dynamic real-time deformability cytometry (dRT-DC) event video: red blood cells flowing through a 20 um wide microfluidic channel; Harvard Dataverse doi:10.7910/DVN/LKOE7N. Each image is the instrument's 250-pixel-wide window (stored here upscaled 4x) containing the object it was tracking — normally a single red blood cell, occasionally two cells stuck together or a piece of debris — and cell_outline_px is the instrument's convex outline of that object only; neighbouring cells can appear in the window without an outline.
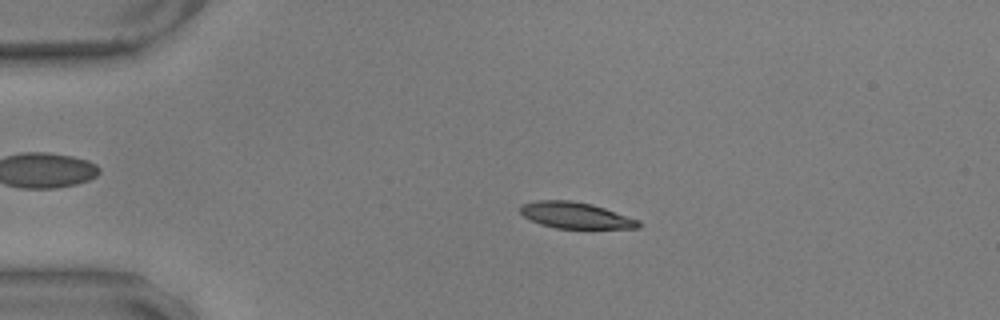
{"species": "common noctule bat (a hibernating species)", "species_latin": "Nyctalus noctula", "temperature_condition": "warm", "stored_images_in_passage": 57, "camera_frame_rate_fps": 3000, "um_per_image_px": 0.085, "animal": {"sex": "male", "body_mass_g": 17.9, "forearm_length_mm": 54.2}, "frame": {"image": 1, "passage_image": 12, "time_ms": 3.667, "image_size_px": [1000, 320], "cell_outline_px": [[640, 228], [556, 228], [540, 224], [524, 216], [520, 212], [520, 204], [536, 200], [572, 200], [592, 204], [640, 220]], "centroid_in_image_um": [48.91, 18.29], "position_along_channel_um": 36.1, "area_um2": 18.03}}
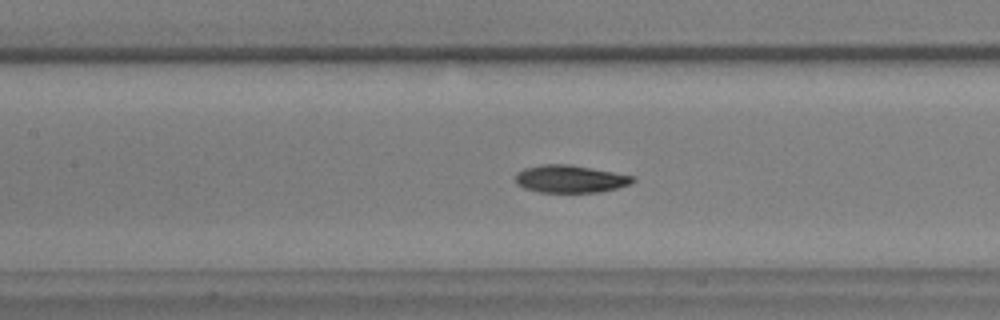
{"frame": {"image": 2, "passage_image": 26, "time_ms": 8.333, "image_size_px": [1000, 320], "cell_outline_px": [[636, 180], [628, 184], [616, 188], [600, 192], [540, 192], [524, 188], [516, 184], [516, 172], [524, 168], [544, 164], [572, 164], [636, 176]], "centroid_in_image_um": [48.47, 15.2], "position_along_channel_um": 158.9, "area_um2": 18.96}}
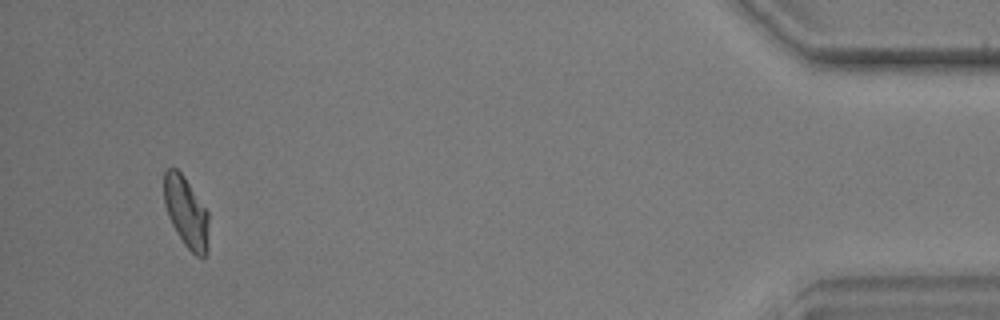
{"frame": {"image": 3, "passage_image": 54, "time_ms": 17.667, "image_size_px": [1000, 320], "cell_outline_px": [[208, 248], [204, 260], [196, 256], [184, 244], [176, 232], [168, 216], [164, 204], [164, 172], [168, 168], [176, 168], [184, 176], [208, 212]], "centroid_in_image_um": [15.83, 18.06], "position_along_channel_um": 419.4, "area_um2": 18.5}, "authors_computed_cell_mechanics": {"area_um2": 18.9006, "velocity_mm_per_s": 3.5299, "shape_relaxation_time_tau1_ms": 5.0299, "shape_relaxation_time_tau2_ms": 2.7466, "deformation_change_tau1": 0.1679, "deformation_change_tau2": 0.077}}